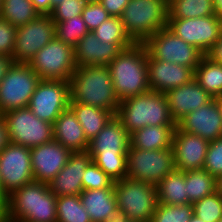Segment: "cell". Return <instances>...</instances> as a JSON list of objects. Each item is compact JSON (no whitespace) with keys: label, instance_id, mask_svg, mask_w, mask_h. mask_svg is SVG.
<instances>
[{"label":"cell","instance_id":"816d5d0a","mask_svg":"<svg viewBox=\"0 0 222 222\" xmlns=\"http://www.w3.org/2000/svg\"><path fill=\"white\" fill-rule=\"evenodd\" d=\"M216 191L222 196V174L216 178Z\"/></svg>","mask_w":222,"mask_h":222},{"label":"cell","instance_id":"9a60e30c","mask_svg":"<svg viewBox=\"0 0 222 222\" xmlns=\"http://www.w3.org/2000/svg\"><path fill=\"white\" fill-rule=\"evenodd\" d=\"M0 181L6 196L34 181L30 148L10 142L0 152Z\"/></svg>","mask_w":222,"mask_h":222},{"label":"cell","instance_id":"11a10c76","mask_svg":"<svg viewBox=\"0 0 222 222\" xmlns=\"http://www.w3.org/2000/svg\"><path fill=\"white\" fill-rule=\"evenodd\" d=\"M189 222H204V221L193 215Z\"/></svg>","mask_w":222,"mask_h":222},{"label":"cell","instance_id":"ffe728a7","mask_svg":"<svg viewBox=\"0 0 222 222\" xmlns=\"http://www.w3.org/2000/svg\"><path fill=\"white\" fill-rule=\"evenodd\" d=\"M147 71L150 91L163 94L194 79V70L192 68L153 59L148 52Z\"/></svg>","mask_w":222,"mask_h":222},{"label":"cell","instance_id":"9c48e42d","mask_svg":"<svg viewBox=\"0 0 222 222\" xmlns=\"http://www.w3.org/2000/svg\"><path fill=\"white\" fill-rule=\"evenodd\" d=\"M38 74L26 63H13L0 82V115L28 107L40 81Z\"/></svg>","mask_w":222,"mask_h":222},{"label":"cell","instance_id":"6da1fadb","mask_svg":"<svg viewBox=\"0 0 222 222\" xmlns=\"http://www.w3.org/2000/svg\"><path fill=\"white\" fill-rule=\"evenodd\" d=\"M130 134L121 121L113 116L102 131L90 142L87 152L92 161L114 181L127 176V151Z\"/></svg>","mask_w":222,"mask_h":222},{"label":"cell","instance_id":"8992f818","mask_svg":"<svg viewBox=\"0 0 222 222\" xmlns=\"http://www.w3.org/2000/svg\"><path fill=\"white\" fill-rule=\"evenodd\" d=\"M167 0H130L120 19L135 43H144L150 36L167 27Z\"/></svg>","mask_w":222,"mask_h":222},{"label":"cell","instance_id":"4fadbf2b","mask_svg":"<svg viewBox=\"0 0 222 222\" xmlns=\"http://www.w3.org/2000/svg\"><path fill=\"white\" fill-rule=\"evenodd\" d=\"M167 28L207 55L220 37L222 18L216 15L186 19L168 18Z\"/></svg>","mask_w":222,"mask_h":222},{"label":"cell","instance_id":"7c38bea8","mask_svg":"<svg viewBox=\"0 0 222 222\" xmlns=\"http://www.w3.org/2000/svg\"><path fill=\"white\" fill-rule=\"evenodd\" d=\"M143 44L153 59L183 65L193 70L204 56L199 49L183 41L167 27L150 36Z\"/></svg>","mask_w":222,"mask_h":222},{"label":"cell","instance_id":"d6a6232c","mask_svg":"<svg viewBox=\"0 0 222 222\" xmlns=\"http://www.w3.org/2000/svg\"><path fill=\"white\" fill-rule=\"evenodd\" d=\"M57 222H92L79 195L56 198Z\"/></svg>","mask_w":222,"mask_h":222},{"label":"cell","instance_id":"83f0119b","mask_svg":"<svg viewBox=\"0 0 222 222\" xmlns=\"http://www.w3.org/2000/svg\"><path fill=\"white\" fill-rule=\"evenodd\" d=\"M157 201L161 204H190L188 200L185 172L174 169L157 185Z\"/></svg>","mask_w":222,"mask_h":222},{"label":"cell","instance_id":"6f0895ef","mask_svg":"<svg viewBox=\"0 0 222 222\" xmlns=\"http://www.w3.org/2000/svg\"><path fill=\"white\" fill-rule=\"evenodd\" d=\"M85 3L99 2V0H83Z\"/></svg>","mask_w":222,"mask_h":222},{"label":"cell","instance_id":"d4e9b609","mask_svg":"<svg viewBox=\"0 0 222 222\" xmlns=\"http://www.w3.org/2000/svg\"><path fill=\"white\" fill-rule=\"evenodd\" d=\"M177 125L146 126L130 134V146L142 150L172 148L173 133Z\"/></svg>","mask_w":222,"mask_h":222},{"label":"cell","instance_id":"680465c9","mask_svg":"<svg viewBox=\"0 0 222 222\" xmlns=\"http://www.w3.org/2000/svg\"><path fill=\"white\" fill-rule=\"evenodd\" d=\"M1 9H2V0H0V14H1Z\"/></svg>","mask_w":222,"mask_h":222},{"label":"cell","instance_id":"4dcf8cb0","mask_svg":"<svg viewBox=\"0 0 222 222\" xmlns=\"http://www.w3.org/2000/svg\"><path fill=\"white\" fill-rule=\"evenodd\" d=\"M168 18H196L215 15L213 0H170Z\"/></svg>","mask_w":222,"mask_h":222},{"label":"cell","instance_id":"8fae6325","mask_svg":"<svg viewBox=\"0 0 222 222\" xmlns=\"http://www.w3.org/2000/svg\"><path fill=\"white\" fill-rule=\"evenodd\" d=\"M28 65L40 79L70 81L76 69L74 48L55 36L34 55Z\"/></svg>","mask_w":222,"mask_h":222},{"label":"cell","instance_id":"8d00e7d4","mask_svg":"<svg viewBox=\"0 0 222 222\" xmlns=\"http://www.w3.org/2000/svg\"><path fill=\"white\" fill-rule=\"evenodd\" d=\"M192 216V203L181 205L158 203L151 222H189Z\"/></svg>","mask_w":222,"mask_h":222},{"label":"cell","instance_id":"e575fe53","mask_svg":"<svg viewBox=\"0 0 222 222\" xmlns=\"http://www.w3.org/2000/svg\"><path fill=\"white\" fill-rule=\"evenodd\" d=\"M88 32L82 16L72 17L68 20L55 23V36L73 48Z\"/></svg>","mask_w":222,"mask_h":222},{"label":"cell","instance_id":"f907efd6","mask_svg":"<svg viewBox=\"0 0 222 222\" xmlns=\"http://www.w3.org/2000/svg\"><path fill=\"white\" fill-rule=\"evenodd\" d=\"M7 196L3 193L1 181H0V207H6Z\"/></svg>","mask_w":222,"mask_h":222},{"label":"cell","instance_id":"b9f144b4","mask_svg":"<svg viewBox=\"0 0 222 222\" xmlns=\"http://www.w3.org/2000/svg\"><path fill=\"white\" fill-rule=\"evenodd\" d=\"M17 27L0 17V55L12 58Z\"/></svg>","mask_w":222,"mask_h":222},{"label":"cell","instance_id":"603a6c76","mask_svg":"<svg viewBox=\"0 0 222 222\" xmlns=\"http://www.w3.org/2000/svg\"><path fill=\"white\" fill-rule=\"evenodd\" d=\"M166 94L169 111L177 124L183 117L213 100L195 79L185 85L175 87Z\"/></svg>","mask_w":222,"mask_h":222},{"label":"cell","instance_id":"484cf974","mask_svg":"<svg viewBox=\"0 0 222 222\" xmlns=\"http://www.w3.org/2000/svg\"><path fill=\"white\" fill-rule=\"evenodd\" d=\"M79 196L92 222H103L117 208L114 188L83 190Z\"/></svg>","mask_w":222,"mask_h":222},{"label":"cell","instance_id":"4316f807","mask_svg":"<svg viewBox=\"0 0 222 222\" xmlns=\"http://www.w3.org/2000/svg\"><path fill=\"white\" fill-rule=\"evenodd\" d=\"M69 107L75 113L89 142L102 131L107 122L114 116L108 110L82 103L70 102Z\"/></svg>","mask_w":222,"mask_h":222},{"label":"cell","instance_id":"52a82bcc","mask_svg":"<svg viewBox=\"0 0 222 222\" xmlns=\"http://www.w3.org/2000/svg\"><path fill=\"white\" fill-rule=\"evenodd\" d=\"M117 207L131 220L151 222L156 210V185L124 178L114 182Z\"/></svg>","mask_w":222,"mask_h":222},{"label":"cell","instance_id":"d6986e66","mask_svg":"<svg viewBox=\"0 0 222 222\" xmlns=\"http://www.w3.org/2000/svg\"><path fill=\"white\" fill-rule=\"evenodd\" d=\"M134 44L102 42L97 39L93 31H89L74 47L75 65L76 67L108 66L122 50Z\"/></svg>","mask_w":222,"mask_h":222},{"label":"cell","instance_id":"cb8c5ba5","mask_svg":"<svg viewBox=\"0 0 222 222\" xmlns=\"http://www.w3.org/2000/svg\"><path fill=\"white\" fill-rule=\"evenodd\" d=\"M54 139L71 152H85L89 141L73 110L68 107L52 124Z\"/></svg>","mask_w":222,"mask_h":222},{"label":"cell","instance_id":"5b68a950","mask_svg":"<svg viewBox=\"0 0 222 222\" xmlns=\"http://www.w3.org/2000/svg\"><path fill=\"white\" fill-rule=\"evenodd\" d=\"M116 117L129 134L146 126L177 125L166 94L149 91L120 102Z\"/></svg>","mask_w":222,"mask_h":222},{"label":"cell","instance_id":"277c9868","mask_svg":"<svg viewBox=\"0 0 222 222\" xmlns=\"http://www.w3.org/2000/svg\"><path fill=\"white\" fill-rule=\"evenodd\" d=\"M114 91L120 102L150 91L147 71V49L135 43L122 50L108 65Z\"/></svg>","mask_w":222,"mask_h":222},{"label":"cell","instance_id":"f5cc1de1","mask_svg":"<svg viewBox=\"0 0 222 222\" xmlns=\"http://www.w3.org/2000/svg\"><path fill=\"white\" fill-rule=\"evenodd\" d=\"M218 106L220 116L222 117V95L213 98Z\"/></svg>","mask_w":222,"mask_h":222},{"label":"cell","instance_id":"3957f363","mask_svg":"<svg viewBox=\"0 0 222 222\" xmlns=\"http://www.w3.org/2000/svg\"><path fill=\"white\" fill-rule=\"evenodd\" d=\"M57 196L49 185L37 181L14 190L6 199L9 222H57Z\"/></svg>","mask_w":222,"mask_h":222},{"label":"cell","instance_id":"681fc988","mask_svg":"<svg viewBox=\"0 0 222 222\" xmlns=\"http://www.w3.org/2000/svg\"><path fill=\"white\" fill-rule=\"evenodd\" d=\"M214 13L219 18H222V0H213Z\"/></svg>","mask_w":222,"mask_h":222},{"label":"cell","instance_id":"7bdbcfd3","mask_svg":"<svg viewBox=\"0 0 222 222\" xmlns=\"http://www.w3.org/2000/svg\"><path fill=\"white\" fill-rule=\"evenodd\" d=\"M130 0H99L103 8L111 15L120 17Z\"/></svg>","mask_w":222,"mask_h":222},{"label":"cell","instance_id":"ab89813d","mask_svg":"<svg viewBox=\"0 0 222 222\" xmlns=\"http://www.w3.org/2000/svg\"><path fill=\"white\" fill-rule=\"evenodd\" d=\"M203 169L216 178L222 174V137L209 143Z\"/></svg>","mask_w":222,"mask_h":222},{"label":"cell","instance_id":"30bf717a","mask_svg":"<svg viewBox=\"0 0 222 222\" xmlns=\"http://www.w3.org/2000/svg\"><path fill=\"white\" fill-rule=\"evenodd\" d=\"M1 116L12 143L31 149L54 139L52 124L36 117L28 107L7 111Z\"/></svg>","mask_w":222,"mask_h":222},{"label":"cell","instance_id":"9f6ffc18","mask_svg":"<svg viewBox=\"0 0 222 222\" xmlns=\"http://www.w3.org/2000/svg\"><path fill=\"white\" fill-rule=\"evenodd\" d=\"M61 1L63 0H51V4H52V11H53V8L58 5Z\"/></svg>","mask_w":222,"mask_h":222},{"label":"cell","instance_id":"ba28073f","mask_svg":"<svg viewBox=\"0 0 222 222\" xmlns=\"http://www.w3.org/2000/svg\"><path fill=\"white\" fill-rule=\"evenodd\" d=\"M174 169L172 148L147 151L129 146L126 178L157 185Z\"/></svg>","mask_w":222,"mask_h":222},{"label":"cell","instance_id":"db71d44e","mask_svg":"<svg viewBox=\"0 0 222 222\" xmlns=\"http://www.w3.org/2000/svg\"><path fill=\"white\" fill-rule=\"evenodd\" d=\"M6 207H0V222L5 221Z\"/></svg>","mask_w":222,"mask_h":222},{"label":"cell","instance_id":"e0dca14e","mask_svg":"<svg viewBox=\"0 0 222 222\" xmlns=\"http://www.w3.org/2000/svg\"><path fill=\"white\" fill-rule=\"evenodd\" d=\"M34 181L49 184L66 165L70 154L68 148L55 139L30 149Z\"/></svg>","mask_w":222,"mask_h":222},{"label":"cell","instance_id":"60d3db41","mask_svg":"<svg viewBox=\"0 0 222 222\" xmlns=\"http://www.w3.org/2000/svg\"><path fill=\"white\" fill-rule=\"evenodd\" d=\"M81 16L88 31H94L102 22L111 17L99 2L86 3Z\"/></svg>","mask_w":222,"mask_h":222},{"label":"cell","instance_id":"f6af8a7d","mask_svg":"<svg viewBox=\"0 0 222 222\" xmlns=\"http://www.w3.org/2000/svg\"><path fill=\"white\" fill-rule=\"evenodd\" d=\"M207 56L214 62L222 63V31L219 39L214 44L213 48L207 53Z\"/></svg>","mask_w":222,"mask_h":222},{"label":"cell","instance_id":"1f68e13d","mask_svg":"<svg viewBox=\"0 0 222 222\" xmlns=\"http://www.w3.org/2000/svg\"><path fill=\"white\" fill-rule=\"evenodd\" d=\"M38 15L30 0H2L0 17L15 27L29 23Z\"/></svg>","mask_w":222,"mask_h":222},{"label":"cell","instance_id":"44dd1931","mask_svg":"<svg viewBox=\"0 0 222 222\" xmlns=\"http://www.w3.org/2000/svg\"><path fill=\"white\" fill-rule=\"evenodd\" d=\"M177 127L209 142L222 137V117L215 100L187 114L177 123Z\"/></svg>","mask_w":222,"mask_h":222},{"label":"cell","instance_id":"7402d4cb","mask_svg":"<svg viewBox=\"0 0 222 222\" xmlns=\"http://www.w3.org/2000/svg\"><path fill=\"white\" fill-rule=\"evenodd\" d=\"M92 161L91 155L85 152H72L66 165L48 184L49 189L57 197L80 195L83 191L82 177L84 170Z\"/></svg>","mask_w":222,"mask_h":222},{"label":"cell","instance_id":"c3c4849f","mask_svg":"<svg viewBox=\"0 0 222 222\" xmlns=\"http://www.w3.org/2000/svg\"><path fill=\"white\" fill-rule=\"evenodd\" d=\"M13 63L14 62L11 57L0 55V82L5 77L8 69Z\"/></svg>","mask_w":222,"mask_h":222},{"label":"cell","instance_id":"836d02e7","mask_svg":"<svg viewBox=\"0 0 222 222\" xmlns=\"http://www.w3.org/2000/svg\"><path fill=\"white\" fill-rule=\"evenodd\" d=\"M93 33L98 40L106 43H135L127 34L120 17L111 16Z\"/></svg>","mask_w":222,"mask_h":222},{"label":"cell","instance_id":"ac0fdd59","mask_svg":"<svg viewBox=\"0 0 222 222\" xmlns=\"http://www.w3.org/2000/svg\"><path fill=\"white\" fill-rule=\"evenodd\" d=\"M209 143L176 127L172 139L175 169L183 172L203 169Z\"/></svg>","mask_w":222,"mask_h":222},{"label":"cell","instance_id":"ee69618b","mask_svg":"<svg viewBox=\"0 0 222 222\" xmlns=\"http://www.w3.org/2000/svg\"><path fill=\"white\" fill-rule=\"evenodd\" d=\"M34 9L40 15H50L52 13L51 0H30Z\"/></svg>","mask_w":222,"mask_h":222},{"label":"cell","instance_id":"7a4b0ae2","mask_svg":"<svg viewBox=\"0 0 222 222\" xmlns=\"http://www.w3.org/2000/svg\"><path fill=\"white\" fill-rule=\"evenodd\" d=\"M69 83L70 102L103 108L116 116L120 101L108 66L76 67Z\"/></svg>","mask_w":222,"mask_h":222},{"label":"cell","instance_id":"74e56055","mask_svg":"<svg viewBox=\"0 0 222 222\" xmlns=\"http://www.w3.org/2000/svg\"><path fill=\"white\" fill-rule=\"evenodd\" d=\"M114 182L93 161L88 164L82 177L83 190L114 188Z\"/></svg>","mask_w":222,"mask_h":222},{"label":"cell","instance_id":"5bb4252c","mask_svg":"<svg viewBox=\"0 0 222 222\" xmlns=\"http://www.w3.org/2000/svg\"><path fill=\"white\" fill-rule=\"evenodd\" d=\"M69 103V81L41 79L31 96L28 108L39 119L53 124L69 107Z\"/></svg>","mask_w":222,"mask_h":222},{"label":"cell","instance_id":"d590c367","mask_svg":"<svg viewBox=\"0 0 222 222\" xmlns=\"http://www.w3.org/2000/svg\"><path fill=\"white\" fill-rule=\"evenodd\" d=\"M193 215L204 222H218L222 218V196L216 191L192 203Z\"/></svg>","mask_w":222,"mask_h":222},{"label":"cell","instance_id":"f35d334b","mask_svg":"<svg viewBox=\"0 0 222 222\" xmlns=\"http://www.w3.org/2000/svg\"><path fill=\"white\" fill-rule=\"evenodd\" d=\"M86 3L83 0H63L53 8L50 14L54 23L81 16Z\"/></svg>","mask_w":222,"mask_h":222},{"label":"cell","instance_id":"2e32d148","mask_svg":"<svg viewBox=\"0 0 222 222\" xmlns=\"http://www.w3.org/2000/svg\"><path fill=\"white\" fill-rule=\"evenodd\" d=\"M54 37L55 23L50 15H38L29 23L17 27L13 62L28 64Z\"/></svg>","mask_w":222,"mask_h":222},{"label":"cell","instance_id":"7dc6e473","mask_svg":"<svg viewBox=\"0 0 222 222\" xmlns=\"http://www.w3.org/2000/svg\"><path fill=\"white\" fill-rule=\"evenodd\" d=\"M10 143L6 124L0 115V152Z\"/></svg>","mask_w":222,"mask_h":222},{"label":"cell","instance_id":"f1b7e54d","mask_svg":"<svg viewBox=\"0 0 222 222\" xmlns=\"http://www.w3.org/2000/svg\"><path fill=\"white\" fill-rule=\"evenodd\" d=\"M194 79L211 97L222 95V63L204 55L194 70Z\"/></svg>","mask_w":222,"mask_h":222},{"label":"cell","instance_id":"bcb514c9","mask_svg":"<svg viewBox=\"0 0 222 222\" xmlns=\"http://www.w3.org/2000/svg\"><path fill=\"white\" fill-rule=\"evenodd\" d=\"M103 222H139L129 219L118 207L107 215Z\"/></svg>","mask_w":222,"mask_h":222},{"label":"cell","instance_id":"f546056e","mask_svg":"<svg viewBox=\"0 0 222 222\" xmlns=\"http://www.w3.org/2000/svg\"><path fill=\"white\" fill-rule=\"evenodd\" d=\"M185 181L191 203L216 192V177L204 169L185 171Z\"/></svg>","mask_w":222,"mask_h":222}]
</instances>
